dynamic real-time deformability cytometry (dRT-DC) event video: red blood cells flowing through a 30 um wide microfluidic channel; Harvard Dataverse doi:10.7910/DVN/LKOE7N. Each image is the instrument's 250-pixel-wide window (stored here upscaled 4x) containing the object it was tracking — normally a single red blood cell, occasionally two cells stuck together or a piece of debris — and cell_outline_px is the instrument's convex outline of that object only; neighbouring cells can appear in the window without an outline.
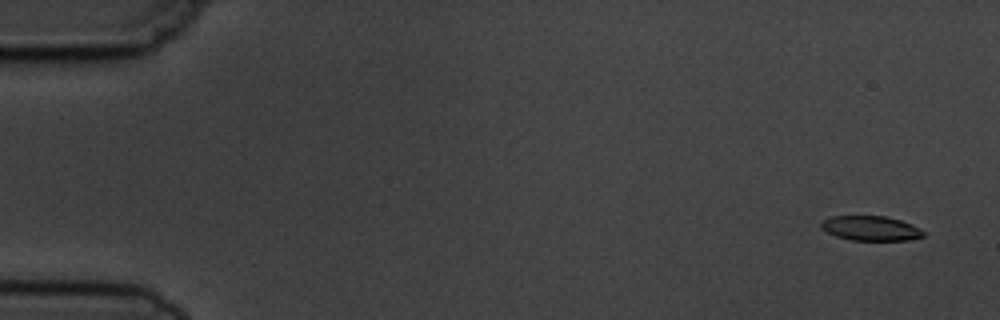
{"species": "common noctule bat (a hibernating species)", "species_latin": "Nyctalus noctula", "temperature_condition": "cold", "stored_images_in_passage": 4, "camera_frame_rate_fps": 3000, "um_per_image_px": 0.085, "animal": {"sex": "male", "body_mass_g": 19.5, "forearm_length_mm": 54.6}, "frame": {"image": 1, "passage_image": 1, "time_ms": 0.0, "image_size_px": [1000, 320], "cell_outline_px": [[924, 236], [908, 240], [852, 240], [836, 236], [820, 228], [820, 224], [824, 220], [832, 216], [884, 216], [900, 220], [912, 224], [920, 228], [924, 232]], "centroid_in_image_um": [74.02, 19.4], "position_along_channel_um": 11.0, "area_um2": 14.62}}
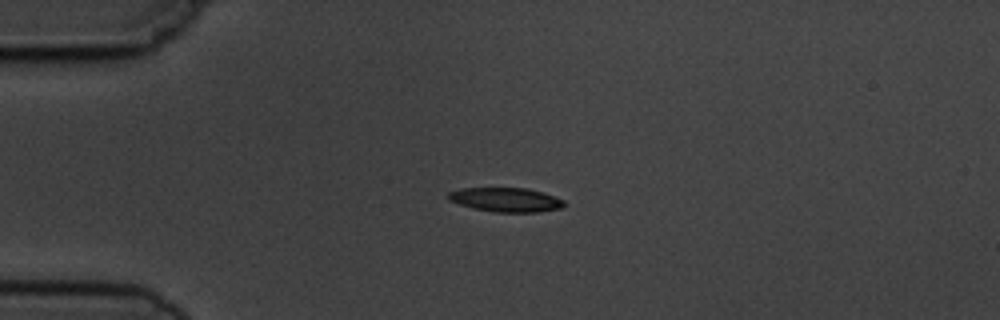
{"frame": {"image": 2, "passage_image": 4, "time_ms": 3.667, "image_size_px": [1000, 320], "cell_outline_px": [[568, 204], [560, 208], [540, 212], [492, 212], [472, 208], [448, 200], [444, 196], [448, 192], [460, 188], [528, 188], [544, 192], [564, 200]], "centroid_in_image_um": [42.99, 16.97], "position_along_channel_um": 42.0, "area_um2": 16.65}}